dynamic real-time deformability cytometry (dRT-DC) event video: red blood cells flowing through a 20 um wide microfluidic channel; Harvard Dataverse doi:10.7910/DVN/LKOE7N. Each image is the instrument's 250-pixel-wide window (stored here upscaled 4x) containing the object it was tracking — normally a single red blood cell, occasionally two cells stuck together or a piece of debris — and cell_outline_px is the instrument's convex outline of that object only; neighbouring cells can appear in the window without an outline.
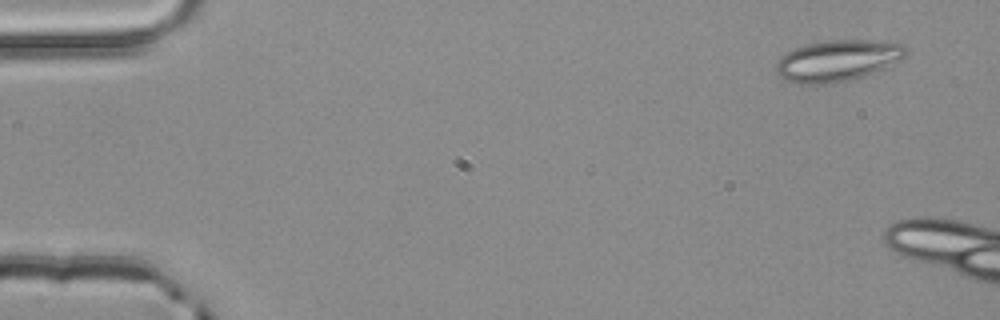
{"species": "common noctule bat (a hibernating species)", "species_latin": "Nyctalus noctula", "temperature_condition": "room temperature", "stored_images_in_passage": 3, "camera_frame_rate_fps": 3000, "um_per_image_px": 0.085, "animal": {"sex": "male", "body_mass_g": 20.4}, "frame": {"image": 1, "passage_image": 1, "time_ms": 0.0, "image_size_px": [1000, 320], "cell_outline_px": [[908, 56], [900, 60], [864, 76], [832, 84], [800, 84], [784, 80], [776, 72], [776, 64], [780, 56], [796, 48], [808, 44], [832, 40], [864, 40], [904, 44], [908, 48]], "centroid_in_image_um": [71.19, 5.16], "position_along_channel_um": 13.8, "area_um2": 31.1}}